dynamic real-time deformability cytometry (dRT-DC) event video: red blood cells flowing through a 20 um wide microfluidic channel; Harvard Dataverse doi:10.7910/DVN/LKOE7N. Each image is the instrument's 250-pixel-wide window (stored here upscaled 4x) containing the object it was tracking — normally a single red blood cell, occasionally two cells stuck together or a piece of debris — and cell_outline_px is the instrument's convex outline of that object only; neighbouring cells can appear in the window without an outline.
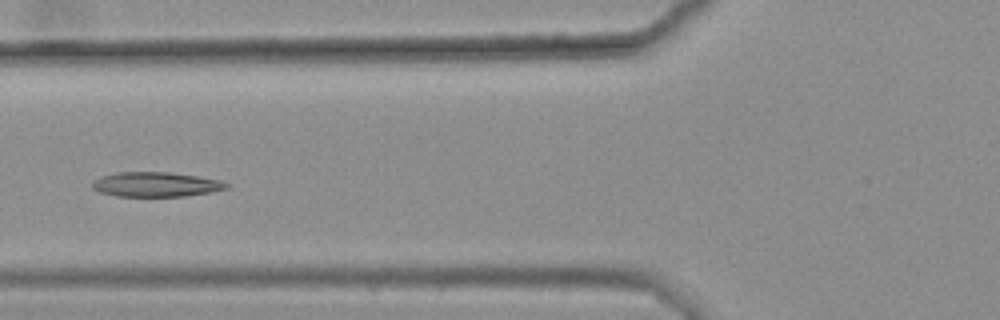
{"species": "common noctule bat (a hibernating species)", "species_latin": "Nyctalus noctula", "temperature_condition": "warm", "stored_images_in_passage": 7, "camera_frame_rate_fps": 3000, "um_per_image_px": 0.085, "animal": {"sex": "female", "body_mass_g": 25.1}, "frame": {"image": 1, "passage_image": 5, "time_ms": 1.333, "image_size_px": [1000, 320], "cell_outline_px": [[228, 188], [208, 192], [184, 196], [116, 196], [100, 192], [92, 188], [92, 180], [100, 176], [116, 172], [168, 172], [200, 176], [220, 180], [228, 184]], "centroid_in_image_um": [13.2, 15.66], "position_along_channel_um": 112.6, "area_um2": 19.31}}
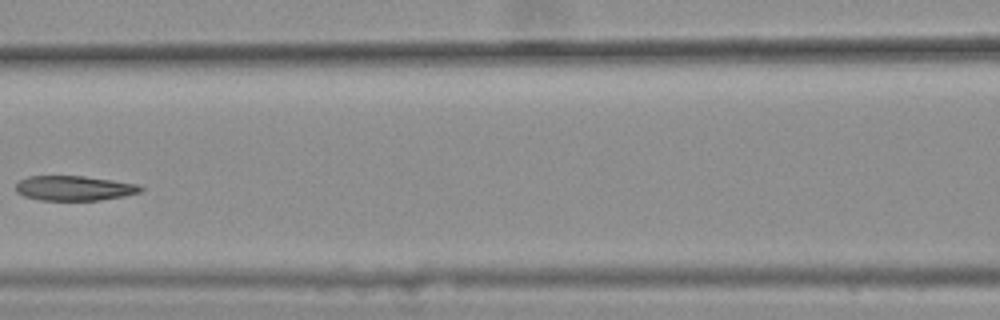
{"frame": {"image": 2, "passage_image": 6, "time_ms": 1.667, "image_size_px": [1000, 320], "cell_outline_px": [[144, 188], [140, 192], [124, 196], [100, 200], [40, 200], [24, 196], [16, 192], [16, 184], [20, 180], [28, 176], [84, 176], [140, 184]], "centroid_in_image_um": [6.32, 15.99], "position_along_channel_um": 160.3, "area_um2": 18.09}}
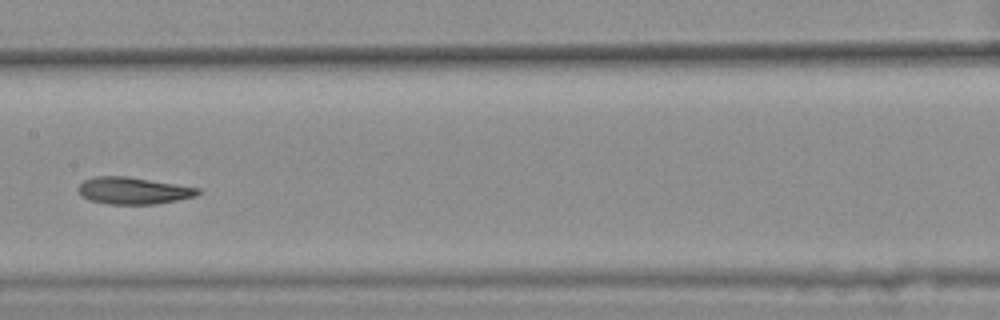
{"frame": {"image": 3, "passage_image": 7, "time_ms": 2.0, "image_size_px": [1000, 320], "cell_outline_px": [[200, 192], [196, 196], [156, 204], [108, 204], [88, 200], [80, 196], [76, 188], [84, 180], [96, 176], [124, 176], [200, 188]], "centroid_in_image_um": [11.27, 16.21], "position_along_channel_um": 196.1, "area_um2": 18.73}}